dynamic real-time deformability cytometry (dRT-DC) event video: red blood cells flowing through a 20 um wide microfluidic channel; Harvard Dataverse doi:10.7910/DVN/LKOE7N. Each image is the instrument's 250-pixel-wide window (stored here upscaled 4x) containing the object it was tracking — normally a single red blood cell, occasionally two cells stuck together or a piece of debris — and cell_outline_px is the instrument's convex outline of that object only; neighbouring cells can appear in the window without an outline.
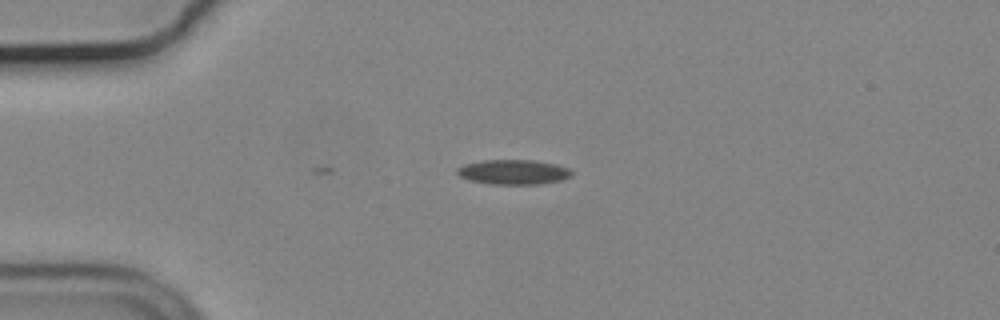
{"species": "common noctule bat (a hibernating species)", "species_latin": "Nyctalus noctula", "temperature_condition": "cold", "stored_images_in_passage": 3, "camera_frame_rate_fps": 3000, "um_per_image_px": 0.085, "animal": {"sex": "male", "body_mass_g": 19.2, "forearm_length_mm": 51.8}, "frame": {"image": 1, "passage_image": 1, "time_ms": 0.0, "image_size_px": [1000, 320], "cell_outline_px": [[572, 176], [560, 180], [540, 184], [488, 184], [468, 180], [460, 176], [456, 172], [456, 168], [464, 164], [484, 160], [536, 160], [556, 164], [568, 168], [572, 172]], "centroid_in_image_um": [43.62, 14.62], "position_along_channel_um": 41.4, "area_um2": 16.65}}